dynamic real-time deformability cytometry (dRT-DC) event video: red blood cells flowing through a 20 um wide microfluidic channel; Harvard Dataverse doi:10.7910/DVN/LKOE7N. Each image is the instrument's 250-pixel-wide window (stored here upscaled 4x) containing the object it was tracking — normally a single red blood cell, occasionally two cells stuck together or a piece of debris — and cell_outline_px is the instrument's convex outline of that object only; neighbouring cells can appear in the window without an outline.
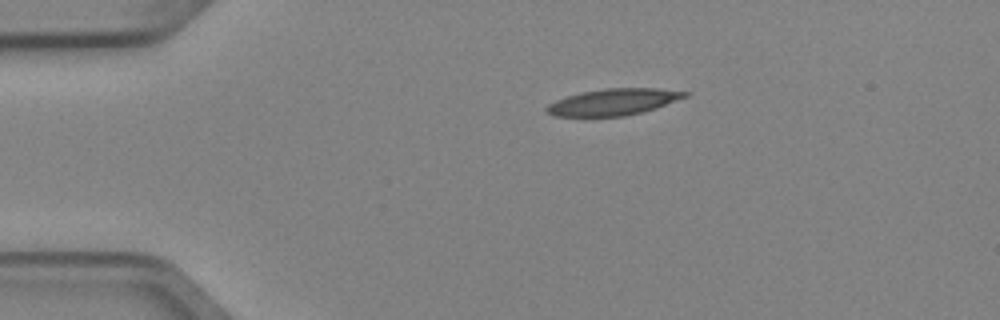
{"species": "Egyptian fruit bat (a non-hibernating species)", "species_latin": "Rousettus aegyptiacus", "temperature_condition": "cold", "stored_images_in_passage": 3, "segment_of_instrument_passage": [1, 2], "camera_frame_rate_fps": 3000, "um_per_image_px": 0.085, "animal": {"sex": "female"}, "frame": {"image": 1, "passage_image": 1, "time_ms": 0.0, "image_size_px": [1000, 320], "cell_outline_px": [[688, 96], [656, 108], [624, 116], [556, 116], [548, 112], [544, 108], [548, 104], [556, 100], [580, 92], [604, 88], [656, 88], [688, 92]], "centroid_in_image_um": [52.13, 8.66], "position_along_channel_um": 32.9, "area_um2": 21.15}}